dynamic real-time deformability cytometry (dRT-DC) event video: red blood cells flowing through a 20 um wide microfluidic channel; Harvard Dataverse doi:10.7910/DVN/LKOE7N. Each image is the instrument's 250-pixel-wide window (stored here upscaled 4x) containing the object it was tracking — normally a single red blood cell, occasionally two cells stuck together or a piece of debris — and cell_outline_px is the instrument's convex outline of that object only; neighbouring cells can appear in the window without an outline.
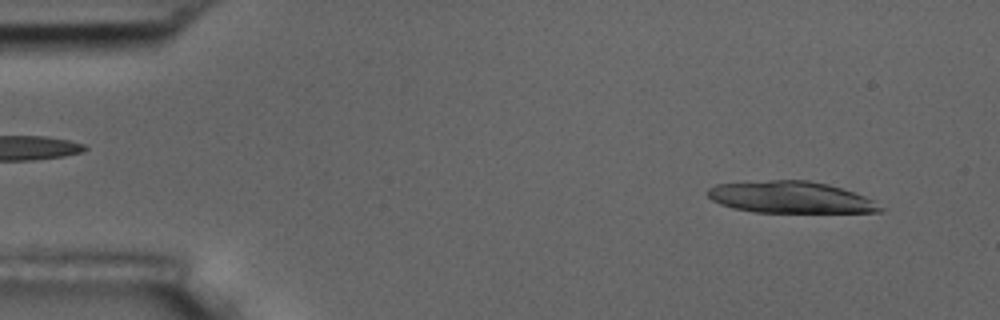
{"species": "common noctule bat (a hibernating species)", "species_latin": "Nyctalus noctula", "temperature_condition": "room temperature", "stored_images_in_passage": 35, "camera_frame_rate_fps": 3000, "um_per_image_px": 0.085, "animal": {"sex": "male", "body_mass_g": 17.5, "forearm_length_mm": 52.3}, "frame": {"image": 1, "passage_image": 2, "time_ms": 0.333, "image_size_px": [1000, 320], "cell_outline_px": [[884, 208], [880, 212], [756, 212], [732, 208], [720, 204], [712, 200], [708, 196], [708, 188], [716, 184], [768, 180], [808, 180], [828, 184], [864, 196], [872, 200]], "centroid_in_image_um": [67.17, 16.77], "position_along_channel_um": 17.8, "area_um2": 31.67}}
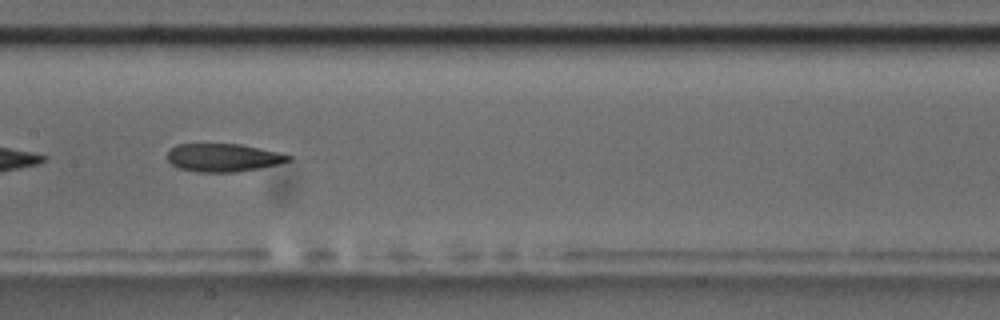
{"frame": {"image": 2, "passage_image": 25, "time_ms": 8.0, "image_size_px": [1000, 320], "cell_outline_px": [[292, 160], [280, 164], [260, 168], [232, 172], [196, 172], [180, 168], [172, 164], [168, 160], [168, 152], [176, 144], [240, 144], [280, 152], [292, 156]], "centroid_in_image_um": [19.02, 13.4], "position_along_channel_um": 188.4, "area_um2": 19.83}}
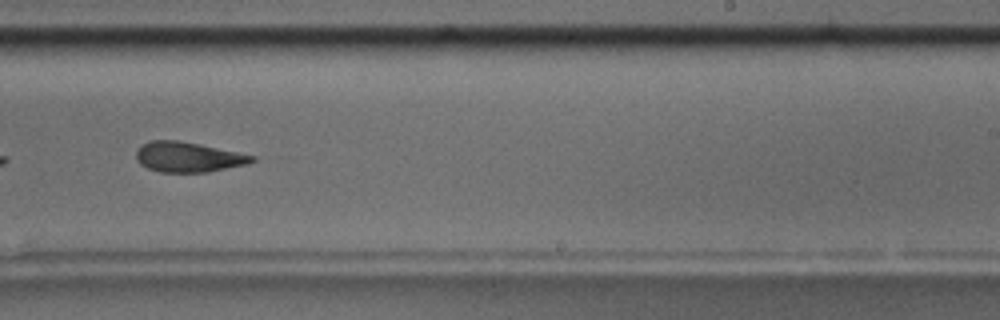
{"frame": {"image": 3, "passage_image": 32, "time_ms": 10.333, "image_size_px": [1000, 320], "cell_outline_px": [[256, 160], [248, 164], [204, 172], [160, 172], [148, 168], [140, 164], [136, 160], [136, 148], [152, 140], [176, 140], [200, 144], [256, 156]], "centroid_in_image_um": [15.98, 13.34], "position_along_channel_um": 273.0, "area_um2": 20.23}}